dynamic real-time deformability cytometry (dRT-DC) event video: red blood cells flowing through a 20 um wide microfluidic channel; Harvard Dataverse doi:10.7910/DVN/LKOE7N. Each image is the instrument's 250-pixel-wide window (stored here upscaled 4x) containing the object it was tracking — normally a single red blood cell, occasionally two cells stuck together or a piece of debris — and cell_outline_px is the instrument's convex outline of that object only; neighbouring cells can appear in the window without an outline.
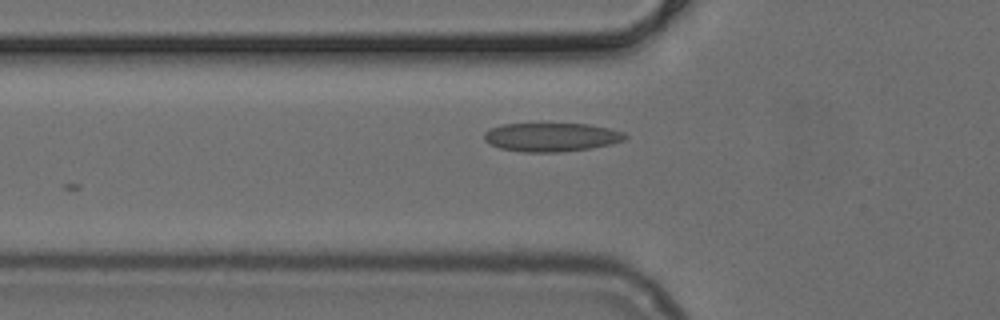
{"species": "common noctule bat (a hibernating species)", "species_latin": "Nyctalus noctula", "temperature_condition": "cold", "stored_images_in_passage": 13, "camera_frame_rate_fps": 3000, "um_per_image_px": 0.085, "animal": {"sex": "female", "body_mass_g": 24.6, "forearm_length_mm": 56.2}, "frame": {"image": 1, "passage_image": 3, "time_ms": 0.667, "image_size_px": [1000, 320], "cell_outline_px": [[628, 136], [624, 140], [592, 148], [560, 152], [520, 152], [500, 148], [484, 140], [484, 132], [492, 128], [504, 124], [588, 124], [608, 128], [624, 132]], "centroid_in_image_um": [46.87, 11.66], "position_along_channel_um": 78.9, "area_um2": 23.41}}
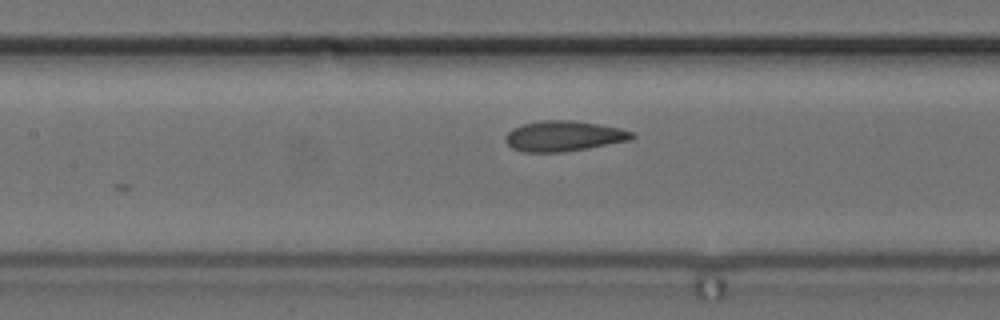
{"frame": {"image": 2, "passage_image": 9, "time_ms": 2.667, "image_size_px": [1000, 320], "cell_outline_px": [[636, 136], [632, 140], [588, 148], [564, 152], [524, 152], [512, 148], [504, 140], [504, 136], [512, 128], [524, 124], [540, 120], [572, 120], [620, 128], [636, 132]], "centroid_in_image_um": [47.94, 11.57], "position_along_channel_um": 159.5, "area_um2": 22.6}}
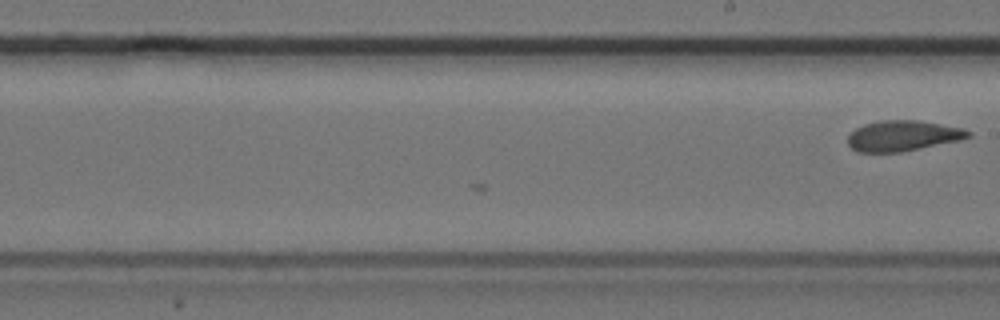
{"frame": {"image": 3, "passage_image": 13, "time_ms": 4.0, "image_size_px": [1000, 320], "cell_outline_px": [[972, 136], [960, 140], [900, 152], [856, 152], [848, 144], [848, 136], [856, 128], [864, 124], [880, 120], [916, 120], [964, 128], [972, 132]], "centroid_in_image_um": [76.75, 11.54], "position_along_channel_um": 212.3, "area_um2": 21.39}}